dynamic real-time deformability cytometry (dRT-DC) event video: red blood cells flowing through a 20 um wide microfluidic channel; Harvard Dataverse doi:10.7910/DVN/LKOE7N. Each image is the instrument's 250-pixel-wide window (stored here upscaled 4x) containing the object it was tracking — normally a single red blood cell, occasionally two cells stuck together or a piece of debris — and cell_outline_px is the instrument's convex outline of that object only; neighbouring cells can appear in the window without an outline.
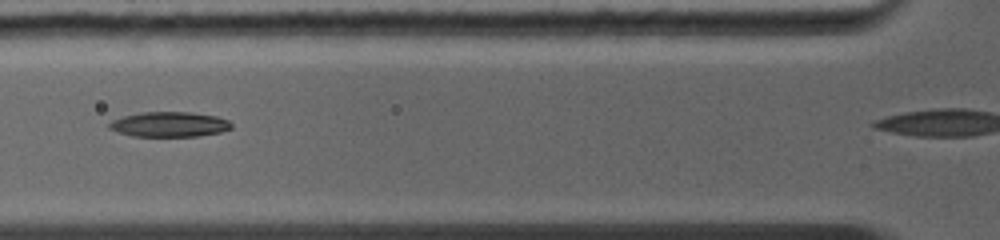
{"species": "common noctule bat (a hibernating species)", "species_latin": "Nyctalus noctula", "temperature_condition": "warm", "stored_images_in_passage": 4, "segment_of_instrument_passage": [1, 2], "camera_frame_rate_fps": 5000, "um_per_image_px": 0.085, "animal": {"sex": "female", "body_mass_g": 19.0, "forearm_length_mm": 56.7}, "frame": {"image": 1, "passage_image": 3, "time_ms": 2.4, "image_size_px": [1000, 240], "cell_outline_px": [[232, 128], [220, 132], [196, 136], [132, 136], [108, 128], [108, 124], [112, 120], [124, 116], [140, 112], [188, 112], [216, 116], [228, 120], [232, 124]], "centroid_in_image_um": [14.39, 10.57], "position_along_channel_um": 111.4, "area_um2": 17.69}}